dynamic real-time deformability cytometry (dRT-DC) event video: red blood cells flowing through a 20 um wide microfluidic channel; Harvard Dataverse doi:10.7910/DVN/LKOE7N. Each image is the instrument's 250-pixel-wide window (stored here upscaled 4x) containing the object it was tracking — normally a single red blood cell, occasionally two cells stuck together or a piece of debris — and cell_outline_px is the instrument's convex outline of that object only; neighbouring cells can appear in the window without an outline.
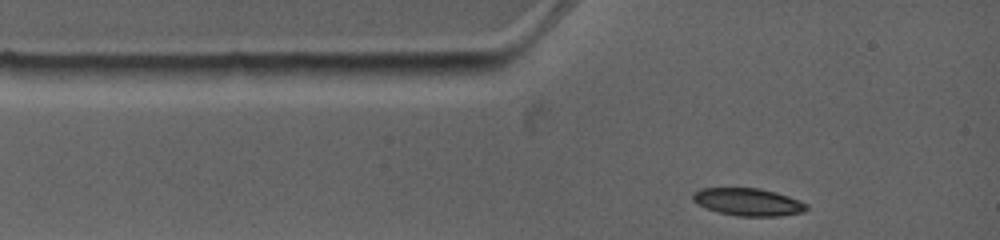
{"species": "common noctule bat (a hibernating species)", "species_latin": "Nyctalus noctula", "temperature_condition": "warm", "stored_images_in_passage": 2, "camera_frame_rate_fps": 4500, "um_per_image_px": 0.085, "animal": {"sex": "female", "body_mass_g": 19.0, "forearm_length_mm": 53.3}, "frame": {"image": 1, "passage_image": 2, "time_ms": 0.889, "image_size_px": [1000, 240], "cell_outline_px": [[808, 208], [804, 212], [780, 216], [736, 216], [720, 212], [708, 208], [692, 200], [692, 192], [700, 188], [760, 188], [776, 192], [800, 200], [808, 204]], "centroid_in_image_um": [63.62, 17.16], "position_along_channel_um": 21.4, "area_um2": 18.26}}